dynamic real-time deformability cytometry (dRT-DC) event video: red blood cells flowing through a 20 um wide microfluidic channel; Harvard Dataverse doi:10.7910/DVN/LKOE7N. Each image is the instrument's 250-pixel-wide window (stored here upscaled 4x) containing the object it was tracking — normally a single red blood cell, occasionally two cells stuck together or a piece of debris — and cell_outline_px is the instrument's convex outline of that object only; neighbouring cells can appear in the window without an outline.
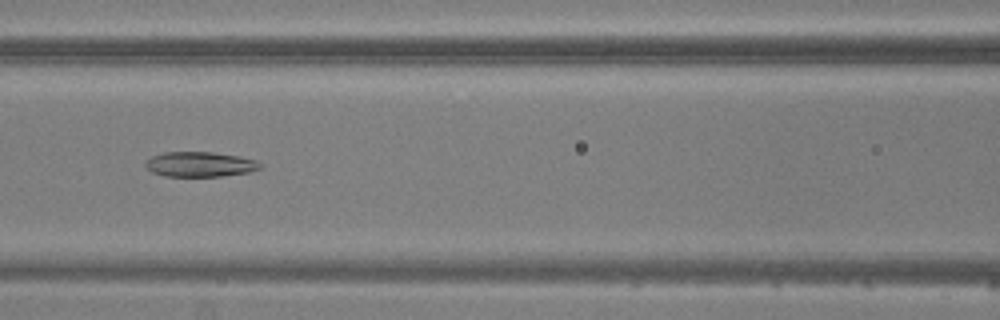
{"species": "common noctule bat (a hibernating species)", "species_latin": "Nyctalus noctula", "temperature_condition": "warm", "stored_images_in_passage": 8, "camera_frame_rate_fps": 3000, "um_per_image_px": 0.085, "animal": {"sex": "male", "body_mass_g": 20.5, "forearm_length_mm": 52.5}, "frame": {"image": 1, "passage_image": 7, "time_ms": 7.0, "image_size_px": [1000, 320], "cell_outline_px": [[260, 168], [248, 172], [220, 176], [164, 176], [152, 172], [144, 164], [152, 156], [164, 152], [212, 152], [236, 156], [256, 160], [260, 164]], "centroid_in_image_um": [16.96, 13.96], "position_along_channel_um": 149.6, "area_um2": 16.42}}
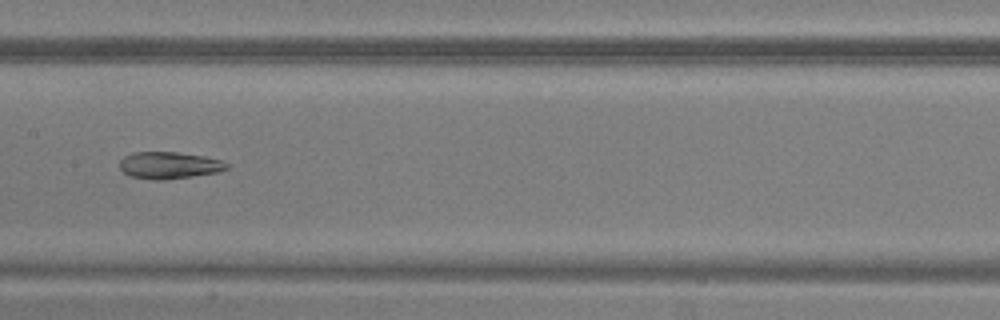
{"frame": {"image": 2, "passage_image": 8, "time_ms": 8.0, "image_size_px": [1000, 320], "cell_outline_px": [[232, 164], [228, 168], [220, 172], [164, 180], [156, 180], [132, 176], [124, 172], [120, 168], [120, 160], [124, 156], [132, 152], [176, 152], [204, 156], [220, 160]], "centroid_in_image_um": [14.42, 14.04], "position_along_channel_um": 193.0, "area_um2": 16.82}}